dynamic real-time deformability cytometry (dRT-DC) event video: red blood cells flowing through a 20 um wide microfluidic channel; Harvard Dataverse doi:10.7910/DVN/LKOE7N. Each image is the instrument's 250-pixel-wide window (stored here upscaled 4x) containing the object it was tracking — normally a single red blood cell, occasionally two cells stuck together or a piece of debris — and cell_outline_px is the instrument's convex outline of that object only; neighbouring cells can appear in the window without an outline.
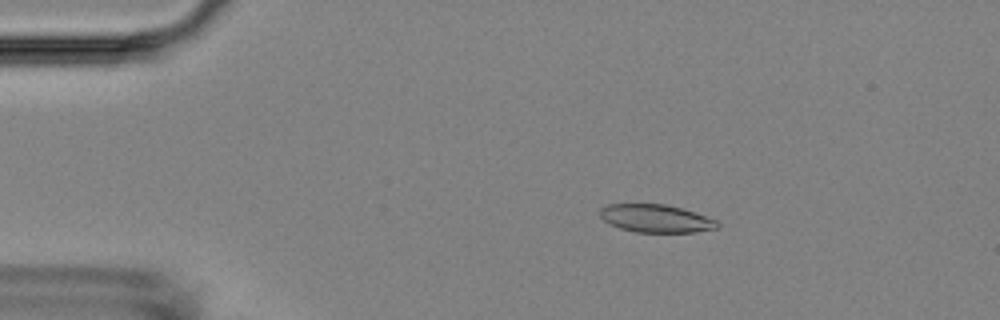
{"species": "Egyptian fruit bat (a non-hibernating species)", "species_latin": "Rousettus aegyptiacus", "temperature_condition": "room temperature", "stored_images_in_passage": 56, "camera_frame_rate_fps": 3000, "um_per_image_px": 0.085, "animal": {"sex": "female"}, "frame": {"image": 1, "passage_image": 10, "time_ms": 3.0, "image_size_px": [1000, 320], "cell_outline_px": [[720, 224], [716, 228], [696, 232], [636, 232], [620, 228], [608, 224], [600, 216], [600, 208], [608, 204], [664, 204], [680, 208], [716, 220]], "centroid_in_image_um": [55.7, 18.57], "position_along_channel_um": 29.3, "area_um2": 18.9}}
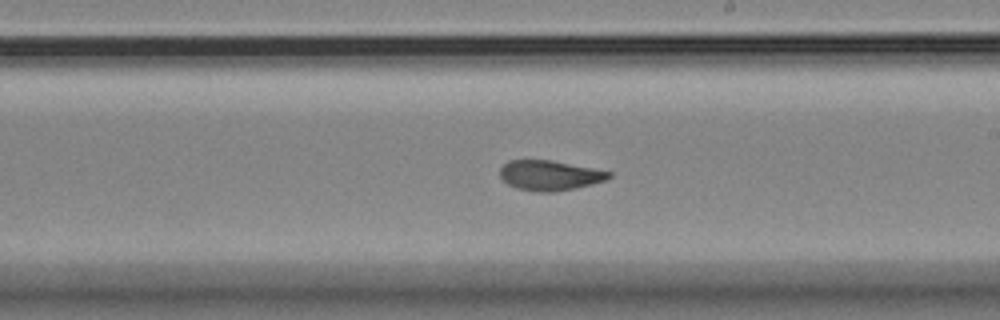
{"frame": {"image": 2, "passage_image": 32, "time_ms": 10.333, "image_size_px": [1000, 320], "cell_outline_px": [[612, 176], [604, 180], [592, 184], [576, 188], [556, 192], [536, 192], [516, 188], [508, 184], [500, 176], [500, 168], [508, 160], [552, 160], [612, 172]], "centroid_in_image_um": [46.71, 14.91], "position_along_channel_um": 242.3, "area_um2": 19.07}}
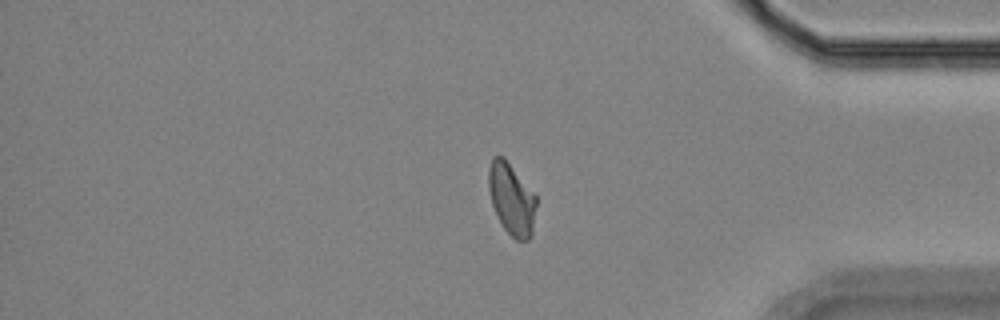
{"frame": {"image": 3, "passage_image": 46, "time_ms": 15.0, "image_size_px": [1000, 320], "cell_outline_px": [[536, 204], [532, 236], [528, 240], [516, 240], [504, 228], [496, 216], [492, 204], [488, 188], [488, 168], [492, 156], [504, 156], [536, 196]], "centroid_in_image_um": [43.46, 16.9], "position_along_channel_um": 391.7, "area_um2": 20.0}, "authors_computed_cell_mechanics": {"area_um2": 19.6809, "velocity_mm_per_s": 3.6417, "shape_relaxation_time_tau1_ms": null, "shape_relaxation_time_tau2_ms": 1.3474, "deformation_change_tau1": null, "deformation_change_tau2": 0.0736}}